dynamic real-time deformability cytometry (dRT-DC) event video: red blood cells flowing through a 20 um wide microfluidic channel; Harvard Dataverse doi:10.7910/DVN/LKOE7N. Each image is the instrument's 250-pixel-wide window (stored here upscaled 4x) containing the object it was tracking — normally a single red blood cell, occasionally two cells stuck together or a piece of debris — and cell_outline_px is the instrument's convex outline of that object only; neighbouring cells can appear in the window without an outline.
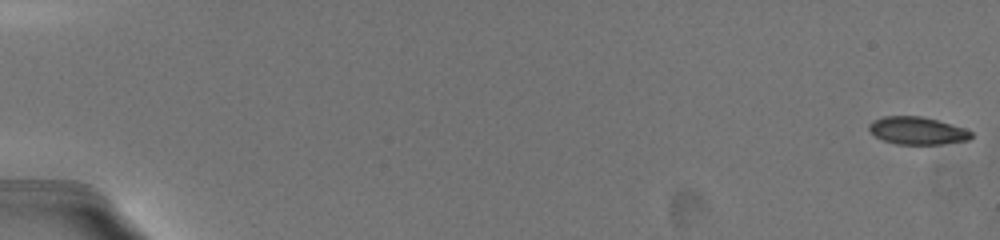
{"species": "common noctule bat (a hibernating species)", "species_latin": "Nyctalus noctula", "temperature_condition": "warm", "stored_images_in_passage": 40, "camera_frame_rate_fps": 3000, "um_per_image_px": 0.085, "animal": {"sex": "female", "body_mass_g": 19.5, "forearm_length_mm": 54.1}, "frame": {"image": 1, "passage_image": 1, "time_ms": 0.0, "image_size_px": [1000, 240], "cell_outline_px": [[972, 136], [968, 140], [944, 144], [896, 144], [884, 140], [876, 136], [868, 128], [868, 124], [872, 120], [884, 116], [920, 116], [936, 120], [972, 132]], "centroid_in_image_um": [77.92, 11.11], "position_along_channel_um": 7.1, "area_um2": 16.13}}
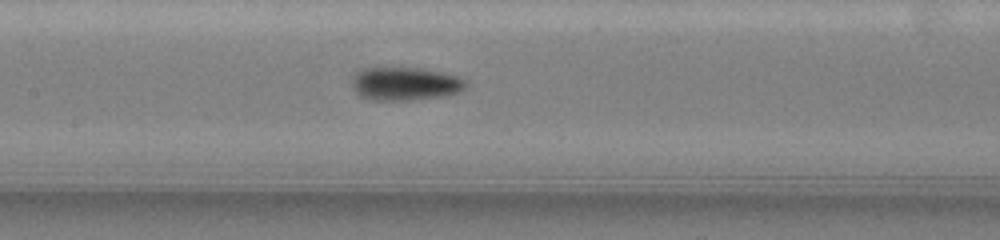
{"frame": {"image": 2, "passage_image": 22, "time_ms": 10.0, "image_size_px": [1000, 240], "cell_outline_px": [[468, 84], [460, 92], [440, 96], [408, 100], [372, 100], [360, 96], [356, 92], [352, 84], [356, 76], [364, 68], [412, 68], [456, 76], [464, 80]], "centroid_in_image_um": [34.43, 7.14], "position_along_channel_um": 173.0, "area_um2": 21.27}}
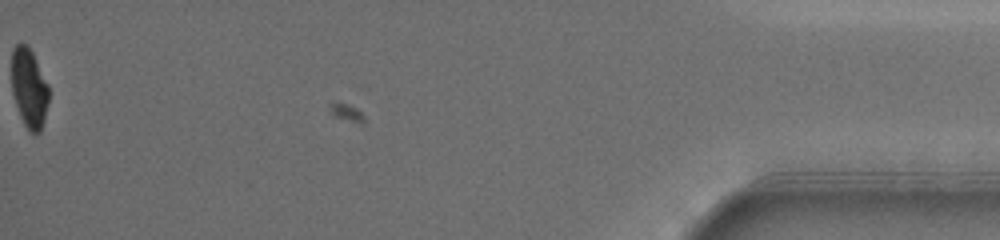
{"frame": {"image": 3, "passage_image": 40, "time_ms": 19.667, "image_size_px": [1000, 240], "cell_outline_px": [[48, 104], [44, 120], [40, 132], [36, 136], [24, 124], [20, 116], [12, 92], [12, 52], [16, 44], [24, 44], [32, 52], [48, 84]], "centroid_in_image_um": [2.48, 7.52], "position_along_channel_um": 432.7, "area_um2": 16.94}, "authors_computed_cell_mechanics": {"area_um2": 19.0451, "velocity_mm_per_s": 3.6333, "shape_relaxation_time_tau1_ms": 2.8832, "shape_relaxation_time_tau2_ms": 1.177, "deformation_change_tau1": 0.1332, "deformation_change_tau2": 0.0455}}